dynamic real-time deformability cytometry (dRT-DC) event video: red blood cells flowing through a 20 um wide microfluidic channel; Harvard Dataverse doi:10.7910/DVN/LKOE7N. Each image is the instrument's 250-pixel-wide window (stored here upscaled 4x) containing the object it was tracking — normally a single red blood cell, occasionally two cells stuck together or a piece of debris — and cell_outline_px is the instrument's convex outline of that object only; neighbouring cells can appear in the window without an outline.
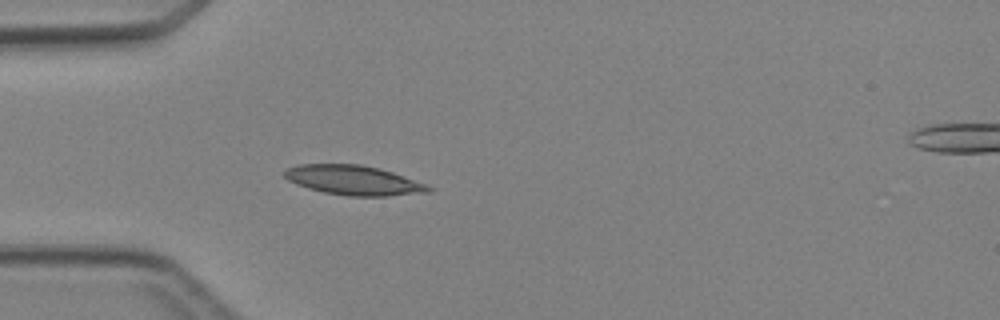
{"species": "Egyptian fruit bat (a non-hibernating species)", "species_latin": "Rousettus aegyptiacus", "temperature_condition": "cold", "stored_images_in_passage": 4, "camera_frame_rate_fps": 3000, "um_per_image_px": 0.085, "animal": {"sex": "female"}, "frame": {"image": 1, "passage_image": 4, "time_ms": 3.667, "image_size_px": [1000, 320], "cell_outline_px": [[432, 192], [388, 196], [348, 196], [324, 192], [308, 188], [296, 184], [288, 180], [284, 176], [284, 168], [296, 164], [360, 164], [380, 168], [404, 176], [424, 184], [432, 188]], "centroid_in_image_um": [30.01, 15.31], "position_along_channel_um": 55.0, "area_um2": 24.91}}